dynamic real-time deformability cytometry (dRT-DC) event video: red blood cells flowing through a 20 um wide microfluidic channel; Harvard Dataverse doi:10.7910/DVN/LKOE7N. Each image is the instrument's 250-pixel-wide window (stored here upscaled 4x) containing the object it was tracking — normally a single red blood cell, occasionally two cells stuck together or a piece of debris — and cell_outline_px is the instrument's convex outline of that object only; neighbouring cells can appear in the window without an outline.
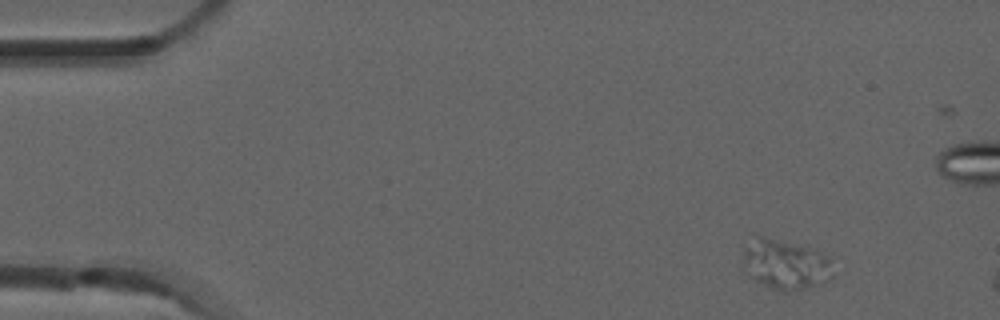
{"species": "common noctule bat (a hibernating species)", "species_latin": "Nyctalus noctula", "temperature_condition": "room temperature", "stored_images_in_passage": 4, "camera_frame_rate_fps": 3000, "um_per_image_px": 0.085, "animal": {"sex": "male", "forearm_length_mm": 52.5}, "frame": {"image": 1, "passage_image": 2, "time_ms": 0.333, "image_size_px": [1000, 320], "cell_outline_px": [[832, 276], [824, 280], [800, 288], [784, 292], [772, 288], [748, 276], [744, 272], [744, 248], [760, 236], [764, 236], [812, 248], [828, 256]], "centroid_in_image_um": [66.71, 22.46], "position_along_channel_um": 18.3, "area_um2": 25.26}}